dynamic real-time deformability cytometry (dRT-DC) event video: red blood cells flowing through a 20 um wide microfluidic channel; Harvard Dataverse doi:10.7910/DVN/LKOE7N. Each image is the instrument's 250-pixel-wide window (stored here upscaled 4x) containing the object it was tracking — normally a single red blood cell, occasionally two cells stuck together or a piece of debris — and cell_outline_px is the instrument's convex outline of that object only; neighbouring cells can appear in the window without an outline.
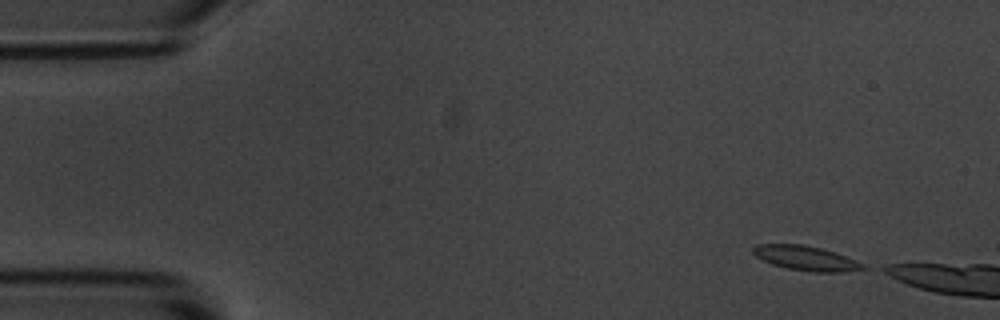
{"species": "common noctule bat (a hibernating species)", "species_latin": "Nyctalus noctula", "temperature_condition": "room temperature", "stored_images_in_passage": 3, "camera_frame_rate_fps": 3000, "um_per_image_px": 0.085, "animal": {"sex": "male", "body_mass_g": 20.1, "forearm_length_mm": 53.5}, "frame": {"image": 1, "passage_image": 1, "time_ms": 0.0, "image_size_px": [1000, 320], "cell_outline_px": [[868, 268], [840, 272], [812, 272], [788, 268], [772, 264], [756, 256], [752, 252], [752, 248], [756, 244], [800, 244], [820, 248], [836, 252], [856, 260], [864, 264]], "centroid_in_image_um": [68.51, 21.94], "position_along_channel_um": 16.5, "area_um2": 15.66}}